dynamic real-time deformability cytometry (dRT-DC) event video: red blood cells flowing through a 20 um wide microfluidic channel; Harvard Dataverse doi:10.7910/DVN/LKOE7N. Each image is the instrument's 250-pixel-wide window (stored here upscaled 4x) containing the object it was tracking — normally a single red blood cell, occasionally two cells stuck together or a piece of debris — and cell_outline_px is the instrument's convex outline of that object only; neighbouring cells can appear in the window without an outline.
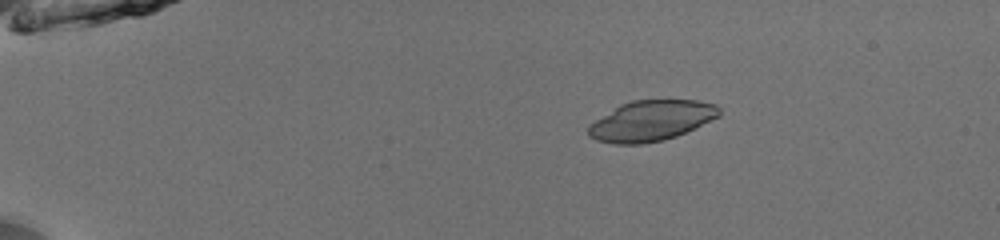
{"species": "common noctule bat (a hibernating species)", "species_latin": "Nyctalus noctula", "temperature_condition": "room temperature", "stored_images_in_passage": 9, "camera_frame_rate_fps": 3000, "um_per_image_px": 0.085, "animal": {"sex": "male", "body_mass_g": 13.0, "forearm_length_mm": 53.1}, "frame": {"image": 1, "passage_image": 1, "time_ms": 0.0, "image_size_px": [1000, 240], "cell_outline_px": [[720, 116], [676, 136], [664, 140], [644, 144], [616, 144], [596, 140], [588, 136], [588, 124], [620, 104], [632, 100], [696, 100], [716, 104], [720, 108]], "centroid_in_image_um": [55.33, 10.26], "position_along_channel_um": 29.7, "area_um2": 30.92}}